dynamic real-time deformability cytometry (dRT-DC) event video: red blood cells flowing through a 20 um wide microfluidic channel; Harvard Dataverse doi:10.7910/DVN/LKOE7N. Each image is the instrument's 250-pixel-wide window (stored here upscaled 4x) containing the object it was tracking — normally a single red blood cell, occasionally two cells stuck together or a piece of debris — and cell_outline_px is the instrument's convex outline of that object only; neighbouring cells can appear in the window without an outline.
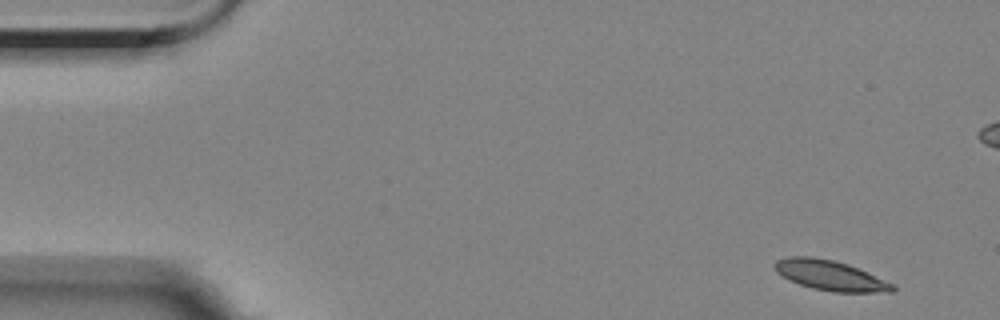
{"species": "Egyptian fruit bat (a non-hibernating species)", "species_latin": "Rousettus aegyptiacus", "temperature_condition": "room temperature", "stored_images_in_passage": 18, "camera_frame_rate_fps": 3000, "um_per_image_px": 0.085, "animal": {"sex": "female"}, "frame": {"image": 1, "passage_image": 1, "time_ms": 0.0, "image_size_px": [1000, 320], "cell_outline_px": [[896, 288], [892, 292], [832, 292], [812, 288], [788, 280], [776, 272], [772, 268], [772, 264], [776, 260], [788, 256], [812, 256], [832, 260], [848, 264], [896, 284]], "centroid_in_image_um": [70.54, 23.4], "position_along_channel_um": 14.5, "area_um2": 20.92}}
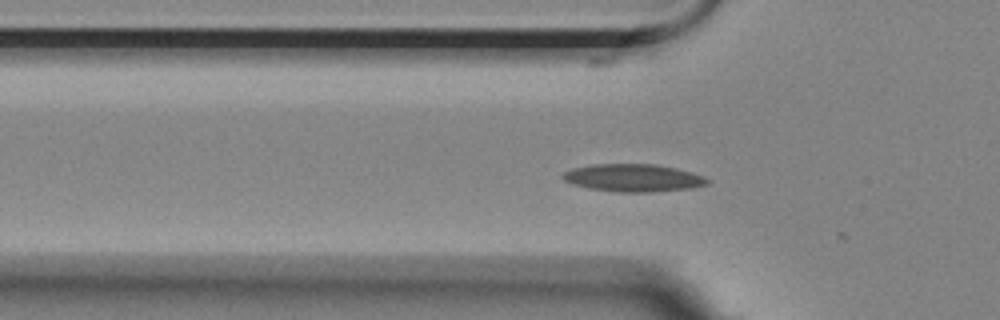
{"frame": {"image": 2, "passage_image": 15, "time_ms": 4.667, "image_size_px": [1000, 320], "cell_outline_px": [[712, 180], [708, 184], [692, 188], [652, 192], [616, 192], [588, 188], [572, 184], [564, 180], [560, 176], [564, 172], [572, 168], [592, 164], [656, 164], [676, 168], [692, 172], [704, 176]], "centroid_in_image_um": [53.84, 15.12], "position_along_channel_um": 72.0, "area_um2": 23.52}}